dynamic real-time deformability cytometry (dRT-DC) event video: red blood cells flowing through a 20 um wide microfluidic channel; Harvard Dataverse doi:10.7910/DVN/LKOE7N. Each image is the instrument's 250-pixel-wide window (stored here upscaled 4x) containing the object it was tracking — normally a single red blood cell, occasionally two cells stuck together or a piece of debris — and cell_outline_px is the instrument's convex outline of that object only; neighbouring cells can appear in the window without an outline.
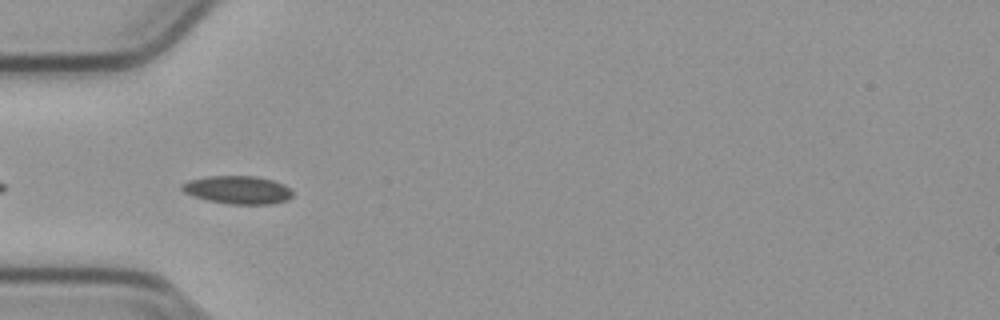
{"species": "common noctule bat (a hibernating species)", "species_latin": "Nyctalus noctula", "temperature_condition": "cold", "stored_images_in_passage": 9, "camera_frame_rate_fps": 3000, "um_per_image_px": 0.085, "animal": {"sex": "male", "body_mass_g": 23.1, "forearm_length_mm": 52.7}, "frame": {"image": 1, "passage_image": 3, "time_ms": 0.667, "image_size_px": [1000, 320], "cell_outline_px": [[292, 196], [284, 200], [272, 204], [228, 204], [208, 200], [192, 196], [184, 192], [180, 188], [180, 184], [188, 180], [208, 176], [256, 176], [272, 180], [284, 184], [292, 192]], "centroid_in_image_um": [20.15, 16.13], "position_along_channel_um": 64.8, "area_um2": 18.09}}